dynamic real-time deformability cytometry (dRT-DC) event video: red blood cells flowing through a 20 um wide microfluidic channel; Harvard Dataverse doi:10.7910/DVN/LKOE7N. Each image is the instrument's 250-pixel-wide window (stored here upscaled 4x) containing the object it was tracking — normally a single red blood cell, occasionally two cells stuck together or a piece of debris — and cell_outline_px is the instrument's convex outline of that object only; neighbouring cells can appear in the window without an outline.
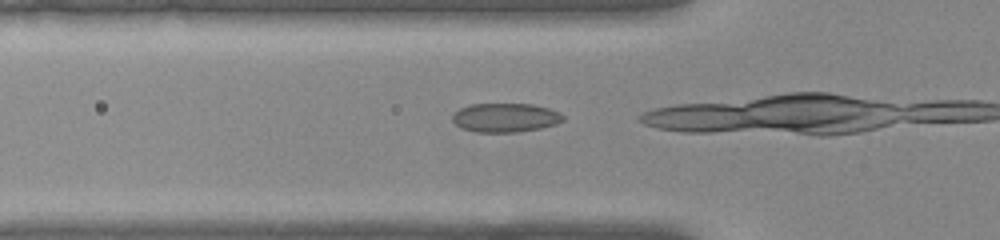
{"species": "common noctule bat (a hibernating species)", "species_latin": "Nyctalus noctula", "temperature_condition": "warm", "stored_images_in_passage": 14, "camera_frame_rate_fps": 3000, "um_per_image_px": 0.085, "animal": {"sex": "female", "body_mass_g": 22.0, "forearm_length_mm": 56.7}, "frame": {"image": 1, "passage_image": 13, "time_ms": 4.0, "image_size_px": [1000, 240], "cell_outline_px": [[564, 120], [556, 124], [540, 128], [516, 132], [476, 132], [464, 128], [456, 124], [452, 120], [452, 116], [460, 108], [468, 104], [532, 104], [548, 108], [560, 112], [564, 116]], "centroid_in_image_um": [42.97, 9.99], "position_along_channel_um": 82.8, "area_um2": 18.61}}